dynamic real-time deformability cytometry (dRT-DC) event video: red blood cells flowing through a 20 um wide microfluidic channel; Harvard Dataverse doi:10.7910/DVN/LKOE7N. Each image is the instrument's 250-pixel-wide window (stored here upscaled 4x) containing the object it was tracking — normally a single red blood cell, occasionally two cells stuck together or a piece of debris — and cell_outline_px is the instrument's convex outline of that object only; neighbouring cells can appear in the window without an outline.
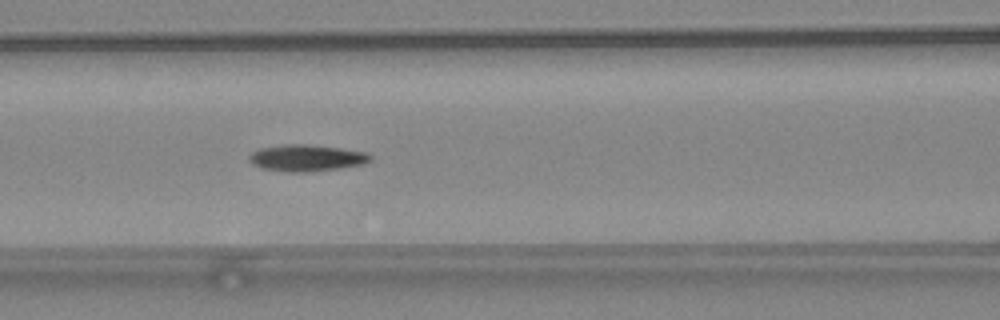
{"species": "common noctule bat (a hibernating species)", "species_latin": "Nyctalus noctula", "temperature_condition": "warm", "stored_images_in_passage": 48, "camera_frame_rate_fps": 3000, "um_per_image_px": 0.085, "animal": {"sex": "female", "body_mass_g": 24.6, "forearm_length_mm": 56.2}, "frame": {"image": 1, "passage_image": 21, "time_ms": 6.667, "image_size_px": [1000, 320], "cell_outline_px": [[372, 160], [364, 164], [340, 168], [304, 172], [288, 172], [260, 168], [252, 164], [248, 160], [248, 156], [252, 152], [260, 148], [284, 144], [308, 144], [340, 148], [364, 152], [372, 156]], "centroid_in_image_um": [26.02, 13.42], "position_along_channel_um": 140.6, "area_um2": 18.84}}
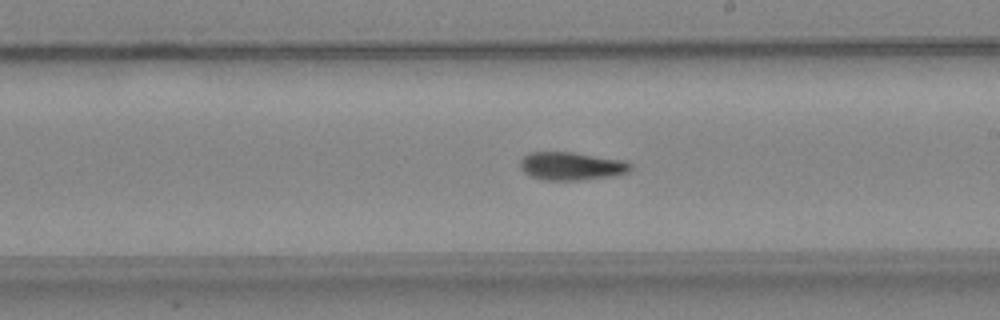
{"frame": {"image": 2, "passage_image": 28, "time_ms": 9.0, "image_size_px": [1000, 320], "cell_outline_px": [[632, 168], [628, 172], [616, 176], [580, 180], [544, 180], [532, 176], [524, 172], [520, 168], [520, 160], [528, 152], [572, 152], [624, 160], [632, 164]], "centroid_in_image_um": [48.59, 14.12], "position_along_channel_um": 240.4, "area_um2": 18.21}}
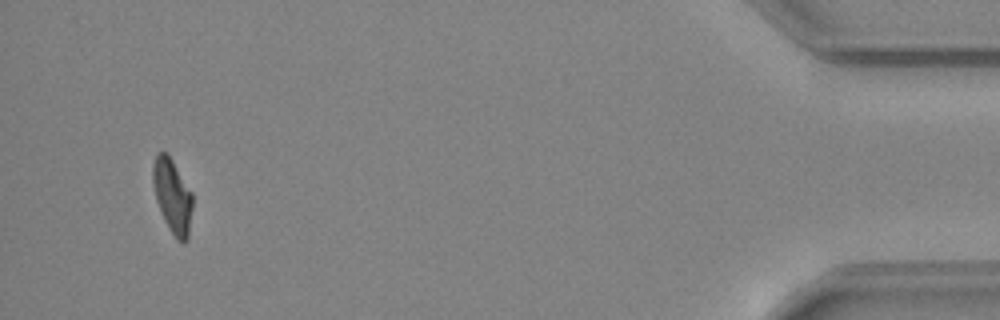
{"frame": {"image": 3, "passage_image": 46, "time_ms": 15.0, "image_size_px": [1000, 320], "cell_outline_px": [[192, 208], [188, 240], [184, 244], [176, 240], [164, 220], [156, 200], [152, 184], [152, 168], [156, 152], [164, 152], [172, 160], [192, 192]], "centroid_in_image_um": [14.65, 16.69], "position_along_channel_um": 420.6, "area_um2": 17.22}, "authors_computed_cell_mechanics": {"area_um2": 17.629, "velocity_mm_per_s": 4.2908, "shape_relaxation_time_tau1_ms": 6.7564, "shape_relaxation_time_tau2_ms": 3.9299, "deformation_change_tau1": 0.2137, "deformation_change_tau2": 0.11}}